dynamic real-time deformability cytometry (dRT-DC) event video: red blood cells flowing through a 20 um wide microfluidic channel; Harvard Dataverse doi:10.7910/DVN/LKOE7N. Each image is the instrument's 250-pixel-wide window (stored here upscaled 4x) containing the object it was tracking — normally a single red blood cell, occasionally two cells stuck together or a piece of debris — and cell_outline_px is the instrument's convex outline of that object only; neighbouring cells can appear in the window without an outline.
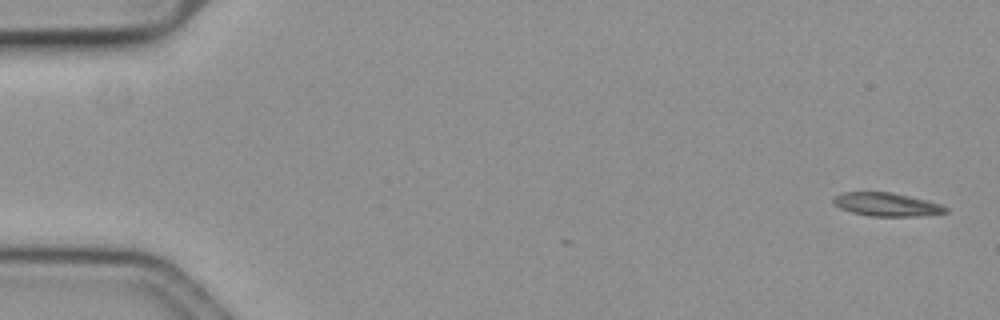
{"species": "common noctule bat (a hibernating species)", "species_latin": "Nyctalus noctula", "temperature_condition": "cold", "stored_images_in_passage": 2, "camera_frame_rate_fps": 3000, "um_per_image_px": 0.085, "animal": {"sex": "female", "body_mass_g": 19.3, "forearm_length_mm": 54.1}, "frame": {"image": 1, "passage_image": 2, "time_ms": 0.333, "image_size_px": [1000, 320], "cell_outline_px": [[948, 212], [928, 216], [868, 216], [852, 212], [840, 208], [832, 204], [832, 196], [844, 192], [892, 192], [928, 200], [940, 204], [948, 208]], "centroid_in_image_um": [75.36, 17.38], "position_along_channel_um": 9.6, "area_um2": 15.61}}